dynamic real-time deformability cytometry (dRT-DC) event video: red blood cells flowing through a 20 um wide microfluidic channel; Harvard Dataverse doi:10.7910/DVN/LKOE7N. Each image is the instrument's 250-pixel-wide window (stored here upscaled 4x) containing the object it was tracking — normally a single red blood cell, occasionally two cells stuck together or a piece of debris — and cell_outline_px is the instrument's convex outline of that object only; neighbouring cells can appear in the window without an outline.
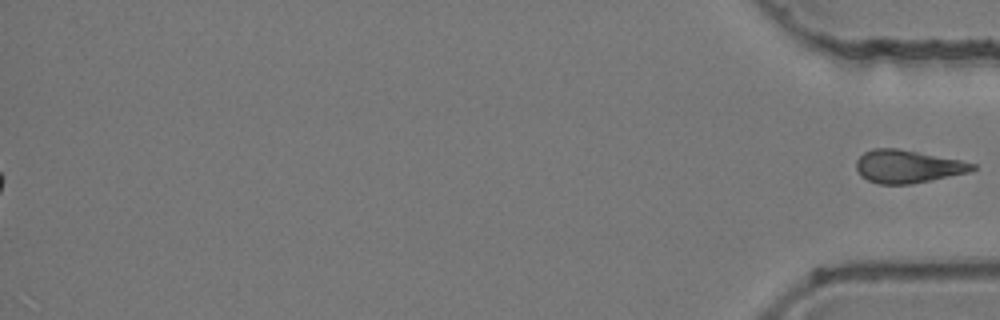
{"species": "common noctule bat (a hibernating species)", "species_latin": "Nyctalus noctula", "temperature_condition": "room temperature", "stored_images_in_passage": 54, "segment_of_instrument_passage": [2, 2], "camera_frame_rate_fps": 3000, "um_per_image_px": 0.085, "animal": {"sex": "female", "body_mass_g": 24.6, "forearm_length_mm": 56.2}, "frame": {"image": 1, "passage_image": 54, "time_ms": 17.667, "image_size_px": [1000, 320], "cell_outline_px": [[976, 168], [968, 172], [908, 184], [880, 184], [868, 180], [860, 176], [856, 168], [856, 160], [864, 152], [872, 148], [896, 148], [960, 160], [976, 164]], "centroid_in_image_um": [77.09, 14.14], "position_along_channel_um": 358.1, "area_um2": 21.96}}